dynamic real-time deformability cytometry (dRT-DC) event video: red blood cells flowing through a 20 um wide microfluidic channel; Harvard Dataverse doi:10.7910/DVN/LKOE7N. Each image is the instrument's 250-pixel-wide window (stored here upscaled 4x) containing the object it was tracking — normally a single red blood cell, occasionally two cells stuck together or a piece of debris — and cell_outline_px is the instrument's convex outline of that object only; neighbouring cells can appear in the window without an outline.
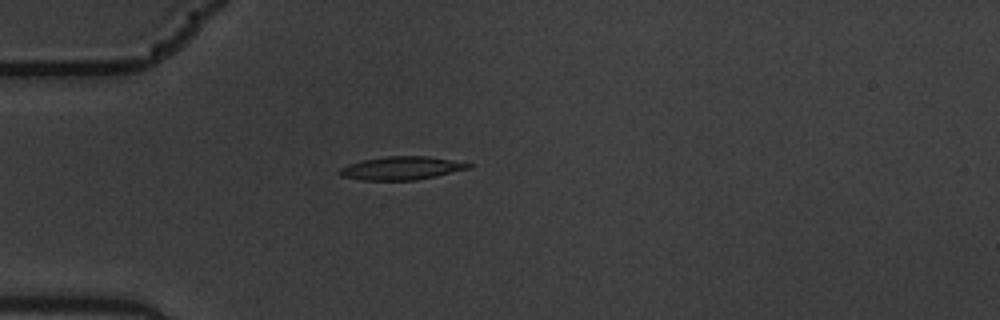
{"species": "common noctule bat (a hibernating species)", "species_latin": "Nyctalus noctula", "temperature_condition": "warm", "stored_images_in_passage": 5, "camera_frame_rate_fps": 3000, "um_per_image_px": 0.085, "animal": {"sex": "male", "body_mass_g": 19.5, "forearm_length_mm": 54.6}, "frame": {"image": 1, "passage_image": 5, "time_ms": 1.333, "image_size_px": [1000, 320], "cell_outline_px": [[472, 168], [416, 180], [360, 180], [340, 176], [336, 172], [340, 168], [348, 164], [364, 160], [388, 156], [428, 156], [452, 160], [472, 164]], "centroid_in_image_um": [34.1, 14.3], "position_along_channel_um": 50.9, "area_um2": 17.46}}